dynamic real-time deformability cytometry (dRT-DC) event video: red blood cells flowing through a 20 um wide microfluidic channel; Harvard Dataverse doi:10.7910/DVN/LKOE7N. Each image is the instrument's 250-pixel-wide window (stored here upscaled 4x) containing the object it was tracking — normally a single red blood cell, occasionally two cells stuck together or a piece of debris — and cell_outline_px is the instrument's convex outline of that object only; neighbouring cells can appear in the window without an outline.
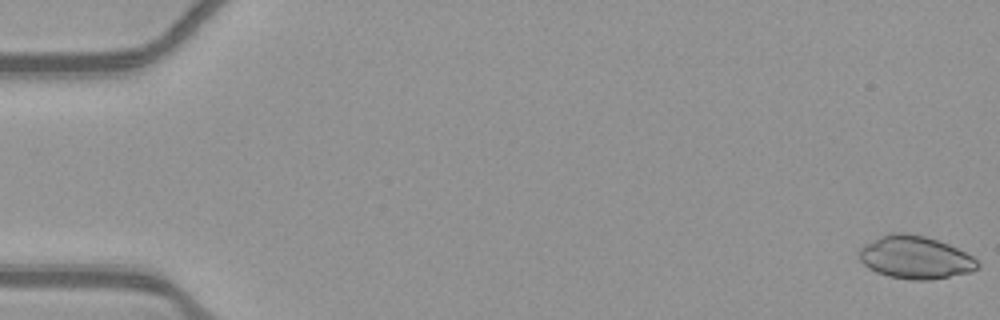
{"species": "common noctule bat (a hibernating species)", "species_latin": "Nyctalus noctula", "temperature_condition": "warm", "stored_images_in_passage": 47, "camera_frame_rate_fps": 3000, "um_per_image_px": 0.085, "animal": {"sex": "female", "body_mass_g": 21.9}, "frame": {"image": 1, "passage_image": 1, "time_ms": 0.0, "image_size_px": [1000, 320], "cell_outline_px": [[980, 268], [972, 272], [928, 280], [912, 280], [888, 276], [876, 272], [868, 268], [860, 260], [860, 248], [864, 244], [880, 236], [892, 232], [904, 232], [924, 236], [948, 244], [972, 256], [980, 264]], "centroid_in_image_um": [77.8, 21.88], "position_along_channel_um": 7.2, "area_um2": 29.48}}
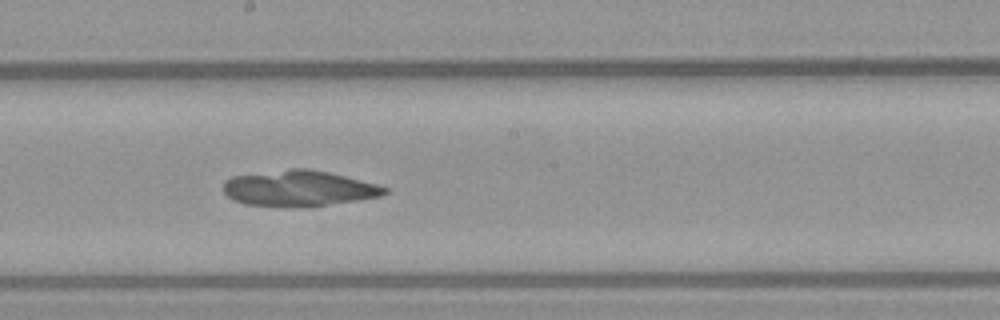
{"frame": {"image": 2, "passage_image": 30, "time_ms": 9.667, "image_size_px": [1000, 320], "cell_outline_px": [[388, 192], [380, 196], [356, 200], [324, 204], [244, 204], [232, 200], [224, 192], [224, 180], [232, 176], [292, 168], [308, 168], [328, 172], [376, 184], [388, 188]], "centroid_in_image_um": [25.37, 15.96], "position_along_channel_um": 222.8, "area_um2": 32.31}}
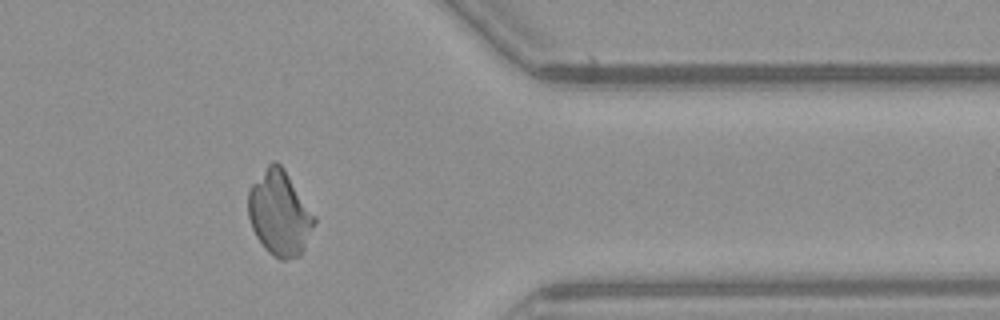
{"frame": {"image": 3, "passage_image": 44, "time_ms": 14.333, "image_size_px": [1000, 320], "cell_outline_px": [[316, 220], [304, 248], [300, 256], [284, 260], [280, 260], [268, 252], [264, 248], [256, 236], [252, 228], [248, 216], [248, 192], [252, 184], [268, 164], [272, 160], [276, 160], [284, 168], [316, 216]], "centroid_in_image_um": [23.76, 18.12], "position_along_channel_um": 387.6, "area_um2": 32.71}}